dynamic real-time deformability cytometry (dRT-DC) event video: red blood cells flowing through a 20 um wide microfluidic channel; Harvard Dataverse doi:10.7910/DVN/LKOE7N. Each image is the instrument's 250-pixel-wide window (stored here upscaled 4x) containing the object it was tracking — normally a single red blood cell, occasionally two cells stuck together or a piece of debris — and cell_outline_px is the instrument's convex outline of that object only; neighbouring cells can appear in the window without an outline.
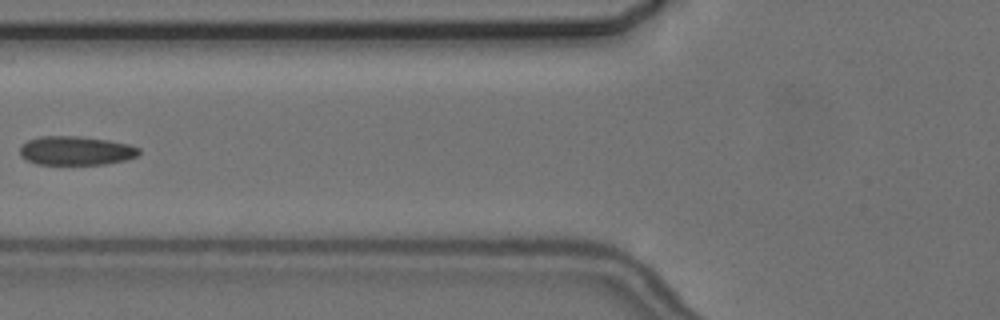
{"species": "common noctule bat (a hibernating species)", "species_latin": "Nyctalus noctula", "temperature_condition": "cold", "stored_images_in_passage": 5, "camera_frame_rate_fps": 3000, "um_per_image_px": 0.085, "animal": {"sex": "female", "body_mass_g": 24.6, "forearm_length_mm": 56.2}, "frame": {"image": 1, "passage_image": 4, "time_ms": 4.667, "image_size_px": [1000, 320], "cell_outline_px": [[140, 152], [136, 156], [128, 160], [104, 164], [36, 164], [20, 156], [20, 148], [28, 140], [40, 136], [80, 136], [108, 140], [128, 144], [140, 148]], "centroid_in_image_um": [6.47, 12.81], "position_along_channel_um": 119.3, "area_um2": 20.06}}
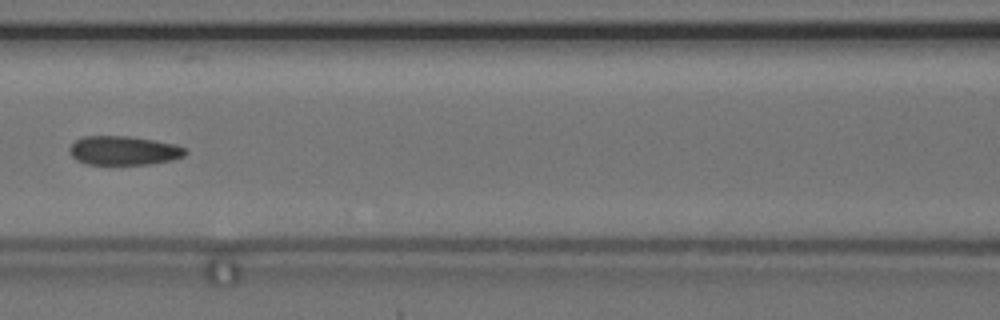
{"frame": {"image": 2, "passage_image": 5, "time_ms": 5.667, "image_size_px": [1000, 320], "cell_outline_px": [[188, 152], [184, 156], [172, 160], [148, 164], [84, 164], [76, 160], [68, 152], [68, 148], [76, 140], [84, 136], [128, 136], [176, 144], [188, 148]], "centroid_in_image_um": [10.52, 12.8], "position_along_channel_um": 156.1, "area_um2": 19.71}}